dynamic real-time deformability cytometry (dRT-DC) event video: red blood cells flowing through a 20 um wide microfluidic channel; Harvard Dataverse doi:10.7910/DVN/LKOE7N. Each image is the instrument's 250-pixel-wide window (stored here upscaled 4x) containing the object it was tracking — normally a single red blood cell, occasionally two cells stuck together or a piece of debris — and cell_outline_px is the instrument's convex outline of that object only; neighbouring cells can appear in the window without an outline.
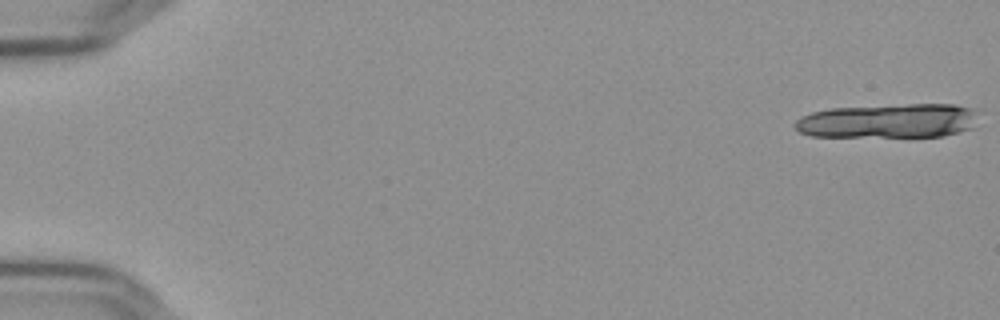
{"species": "Egyptian fruit bat (a non-hibernating species)", "species_latin": "Rousettus aegyptiacus", "temperature_condition": "cold", "stored_images_in_passage": 7, "camera_frame_rate_fps": 3000, "um_per_image_px": 0.085, "frame": {"image": 1, "passage_image": 1, "time_ms": 0.0, "image_size_px": [1000, 320], "cell_outline_px": [[972, 128], [960, 132], [944, 136], [812, 136], [800, 132], [792, 124], [800, 116], [812, 112], [832, 108], [908, 104], [956, 104], [972, 108]], "centroid_in_image_um": [75.44, 10.27], "position_along_channel_um": 9.6, "area_um2": 36.24}}